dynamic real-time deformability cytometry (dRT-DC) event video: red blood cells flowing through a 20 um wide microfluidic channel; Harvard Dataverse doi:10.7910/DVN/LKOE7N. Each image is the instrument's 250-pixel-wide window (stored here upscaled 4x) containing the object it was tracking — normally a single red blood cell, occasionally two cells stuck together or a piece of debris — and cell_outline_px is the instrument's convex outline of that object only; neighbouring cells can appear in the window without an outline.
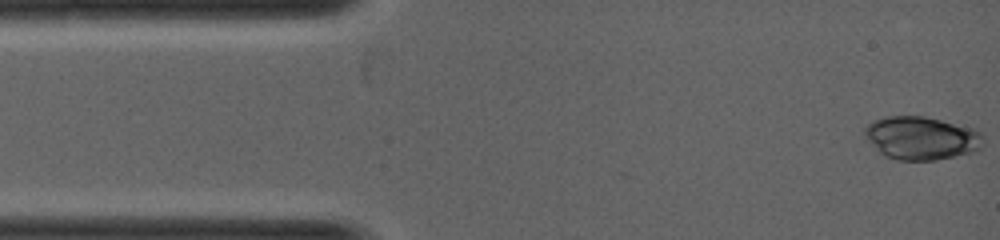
{"species": "common noctule bat (a hibernating species)", "species_latin": "Nyctalus noctula", "temperature_condition": "warm", "stored_images_in_passage": 31, "camera_frame_rate_fps": 5000, "um_per_image_px": 0.085, "animal": {"sex": "female", "body_mass_g": 19.0, "forearm_length_mm": 53.3}, "frame": {"image": 1, "passage_image": 1, "time_ms": 0.0, "image_size_px": [1000, 240], "cell_outline_px": [[980, 148], [972, 152], [936, 160], [896, 160], [884, 156], [864, 136], [864, 128], [872, 120], [888, 116], [924, 116], [972, 128], [980, 132]], "centroid_in_image_um": [78.25, 11.73], "position_along_channel_um": 6.8, "area_um2": 29.48}}
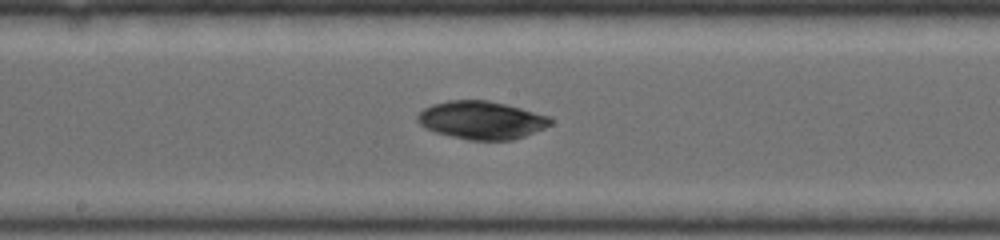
{"frame": {"image": 2, "passage_image": 17, "time_ms": 3.2, "image_size_px": [1000, 240], "cell_outline_px": [[552, 124], [544, 128], [524, 136], [512, 140], [468, 140], [436, 132], [424, 128], [416, 120], [416, 116], [424, 108], [432, 104], [448, 100], [488, 100], [552, 116]], "centroid_in_image_um": [40.93, 10.21], "position_along_channel_um": 207.3, "area_um2": 29.48}}
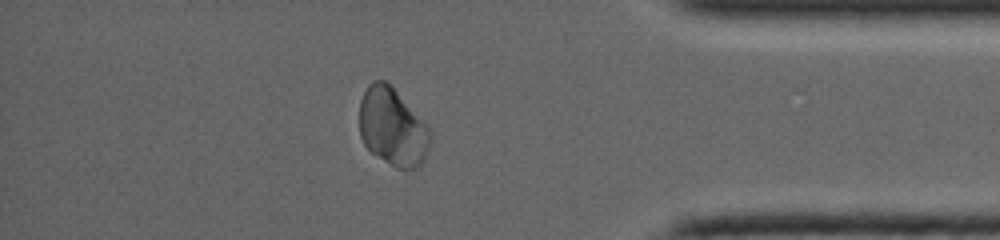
{"frame": {"image": 3, "passage_image": 29, "time_ms": 5.6, "image_size_px": [1000, 240], "cell_outline_px": [[432, 140], [424, 160], [416, 168], [396, 168], [372, 152], [364, 144], [360, 136], [360, 100], [368, 84], [372, 80], [384, 80], [396, 92], [432, 132]], "centroid_in_image_um": [33.36, 10.82], "position_along_channel_um": 401.8, "area_um2": 31.56}}